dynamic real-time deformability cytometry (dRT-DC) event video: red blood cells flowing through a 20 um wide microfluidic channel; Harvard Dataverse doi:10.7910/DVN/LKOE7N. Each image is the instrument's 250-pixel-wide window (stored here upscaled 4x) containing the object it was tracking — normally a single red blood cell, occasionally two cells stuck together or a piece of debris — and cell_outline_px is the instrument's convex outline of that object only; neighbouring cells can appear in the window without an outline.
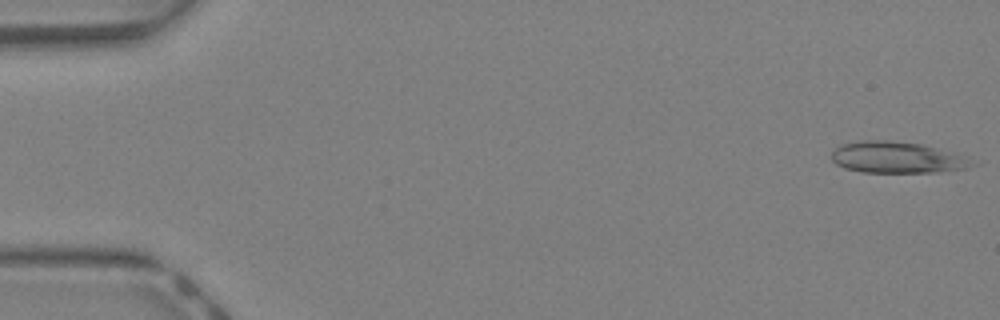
{"species": "Egyptian fruit bat (a non-hibernating species)", "species_latin": "Rousettus aegyptiacus", "temperature_condition": "warm", "stored_images_in_passage": 42, "camera_frame_rate_fps": 3000, "um_per_image_px": 0.085, "animal": {"sex": "female"}, "frame": {"image": 1, "passage_image": 1, "time_ms": 0.0, "image_size_px": [1000, 320], "cell_outline_px": [[980, 164], [968, 168], [936, 172], [860, 172], [844, 168], [836, 164], [832, 160], [832, 152], [840, 144], [864, 140], [888, 140], [920, 144]], "centroid_in_image_um": [76.12, 13.4], "position_along_channel_um": 8.9, "area_um2": 25.03}}
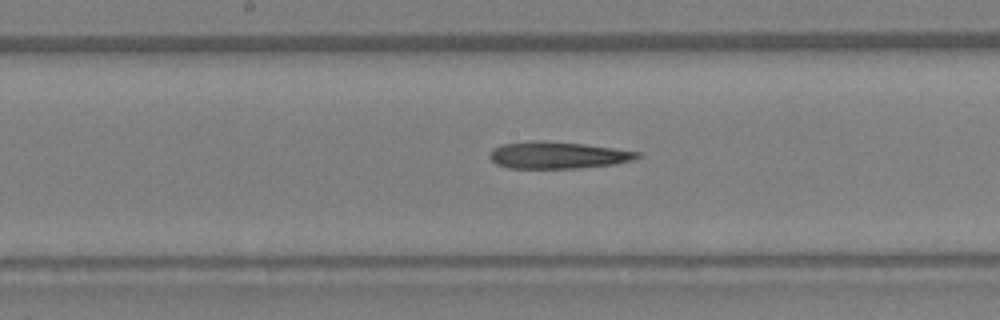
{"frame": {"image": 2, "passage_image": 22, "time_ms": 7.0, "image_size_px": [1000, 320], "cell_outline_px": [[644, 156], [632, 160], [616, 164], [580, 168], [508, 168], [496, 164], [488, 156], [492, 148], [500, 144], [532, 140], [544, 140], [584, 144], [640, 152]], "centroid_in_image_um": [47.39, 13.18], "position_along_channel_um": 200.8, "area_um2": 23.47}}
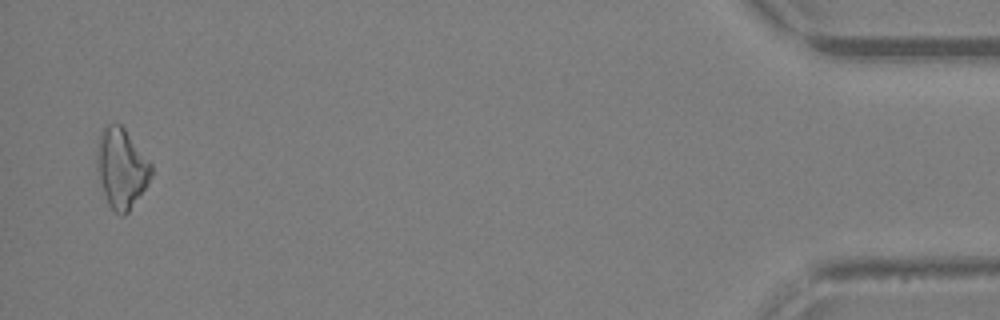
{"frame": {"image": 3, "passage_image": 41, "time_ms": 13.333, "image_size_px": [1000, 320], "cell_outline_px": [[152, 176], [128, 212], [124, 216], [120, 216], [108, 204], [96, 168], [96, 152], [100, 132], [108, 124], [120, 124], [124, 128], [152, 164]], "centroid_in_image_um": [10.31, 14.29], "position_along_channel_um": 424.9, "area_um2": 24.97}}